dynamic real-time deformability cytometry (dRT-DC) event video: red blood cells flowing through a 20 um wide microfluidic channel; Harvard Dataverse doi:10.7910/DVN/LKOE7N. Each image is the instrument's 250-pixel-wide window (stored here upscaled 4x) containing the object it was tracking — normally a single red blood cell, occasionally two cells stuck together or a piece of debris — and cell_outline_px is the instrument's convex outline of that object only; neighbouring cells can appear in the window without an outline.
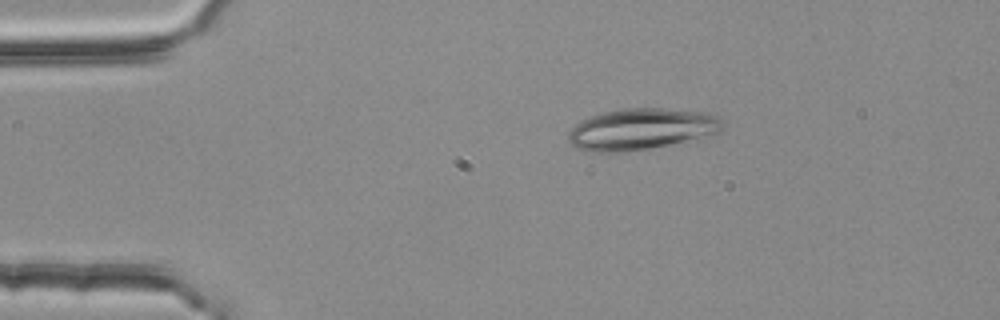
{"species": "common noctule bat (a hibernating species)", "species_latin": "Nyctalus noctula", "temperature_condition": "room temperature", "stored_images_in_passage": 2, "camera_frame_rate_fps": 3000, "um_per_image_px": 0.085, "animal": {"sex": "female", "body_mass_g": 25.1}, "frame": {"image": 1, "passage_image": 1, "time_ms": 0.0, "image_size_px": [1000, 320], "cell_outline_px": [[724, 128], [720, 132], [668, 144], [648, 148], [624, 152], [592, 152], [580, 148], [572, 144], [568, 140], [568, 132], [576, 124], [600, 112], [620, 108], [664, 108], [704, 112], [720, 116], [724, 120]], "centroid_in_image_um": [54.53, 10.95], "position_along_channel_um": 30.5, "area_um2": 36.93}}